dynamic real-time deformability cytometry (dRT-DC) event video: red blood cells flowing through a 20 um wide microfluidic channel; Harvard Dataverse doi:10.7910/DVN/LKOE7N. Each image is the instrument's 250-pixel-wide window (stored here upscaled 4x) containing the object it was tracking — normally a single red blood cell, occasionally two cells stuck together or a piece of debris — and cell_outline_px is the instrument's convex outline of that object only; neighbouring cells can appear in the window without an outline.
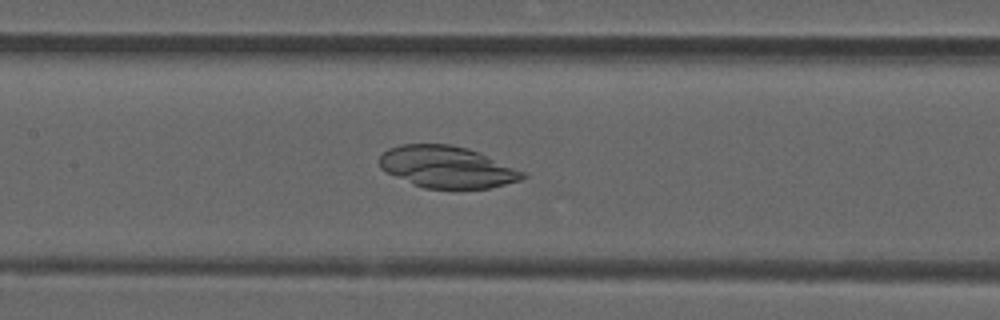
{"species": "common noctule bat (a hibernating species)", "species_latin": "Nyctalus noctula", "temperature_condition": "room temperature", "stored_images_in_passage": 51, "camera_frame_rate_fps": 3000, "um_per_image_px": 0.085, "animal": {"sex": "male", "forearm_length_mm": 52.5}, "frame": {"image": 1, "passage_image": 23, "time_ms": 7.333, "image_size_px": [1000, 320], "cell_outline_px": [[528, 176], [520, 180], [488, 188], [456, 192], [424, 188], [412, 184], [384, 172], [380, 168], [380, 156], [388, 148], [400, 144], [448, 144], [468, 148], [480, 152], [528, 172]], "centroid_in_image_um": [38.03, 14.24], "position_along_channel_um": 169.4, "area_um2": 36.07}}
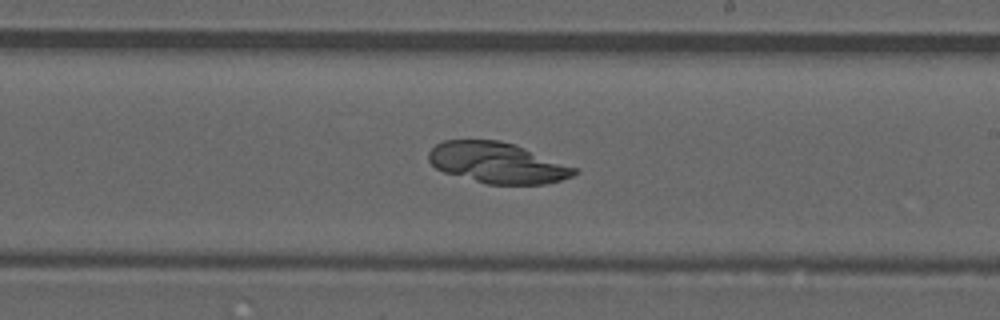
{"frame": {"image": 2, "passage_image": 29, "time_ms": 9.333, "image_size_px": [1000, 320], "cell_outline_px": [[580, 172], [572, 176], [560, 180], [544, 184], [488, 184], [444, 172], [436, 168], [428, 160], [428, 152], [436, 144], [444, 140], [500, 140], [524, 148], [580, 168]], "centroid_in_image_um": [42.3, 13.84], "position_along_channel_um": 246.7, "area_um2": 34.56}}
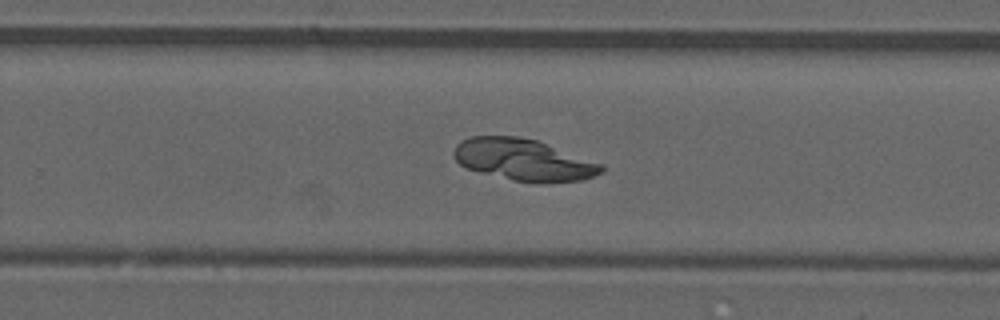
{"frame": {"image": 3, "passage_image": 32, "time_ms": 10.333, "image_size_px": [1000, 320], "cell_outline_px": [[604, 172], [580, 180], [536, 184], [516, 180], [480, 172], [468, 168], [460, 164], [452, 156], [452, 152], [456, 144], [460, 140], [472, 136], [516, 136], [536, 140], [604, 164]], "centroid_in_image_um": [44.5, 13.58], "position_along_channel_um": 285.3, "area_um2": 35.84}}